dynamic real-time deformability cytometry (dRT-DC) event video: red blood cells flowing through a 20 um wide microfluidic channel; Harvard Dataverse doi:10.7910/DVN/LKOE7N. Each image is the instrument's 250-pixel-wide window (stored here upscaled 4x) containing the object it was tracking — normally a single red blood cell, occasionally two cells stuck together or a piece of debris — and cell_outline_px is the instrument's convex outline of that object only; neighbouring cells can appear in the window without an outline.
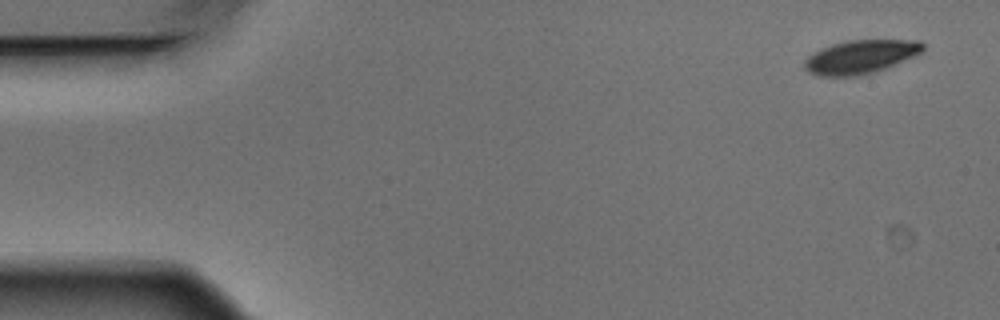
{"species": "Egyptian fruit bat (a non-hibernating species)", "species_latin": "Rousettus aegyptiacus", "temperature_condition": "warm", "stored_images_in_passage": 6, "camera_frame_rate_fps": 3000, "um_per_image_px": 0.085, "animal": {"sex": "male"}, "frame": {"image": 1, "passage_image": 1, "time_ms": 0.0, "image_size_px": [1000, 320], "cell_outline_px": [[924, 48], [916, 56], [876, 72], [860, 76], [816, 76], [808, 72], [804, 68], [804, 60], [808, 56], [820, 48], [832, 44], [848, 40], [920, 40], [924, 44]], "centroid_in_image_um": [73.14, 4.84], "position_along_channel_um": 11.9, "area_um2": 23.47}}
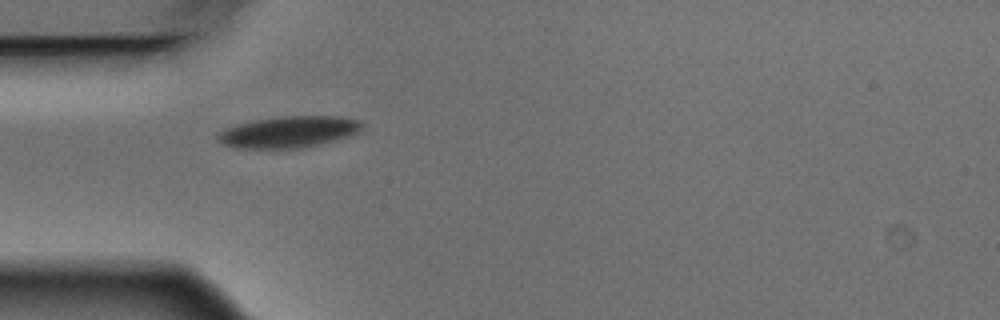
{"frame": {"image": 2, "passage_image": 5, "time_ms": 1.333, "image_size_px": [1000, 320], "cell_outline_px": [[364, 124], [356, 132], [348, 136], [336, 140], [320, 144], [300, 148], [236, 148], [224, 144], [216, 140], [216, 136], [224, 128], [236, 124], [256, 120], [280, 116], [340, 116], [360, 120]], "centroid_in_image_um": [24.52, 11.21], "position_along_channel_um": 60.5, "area_um2": 26.41}}
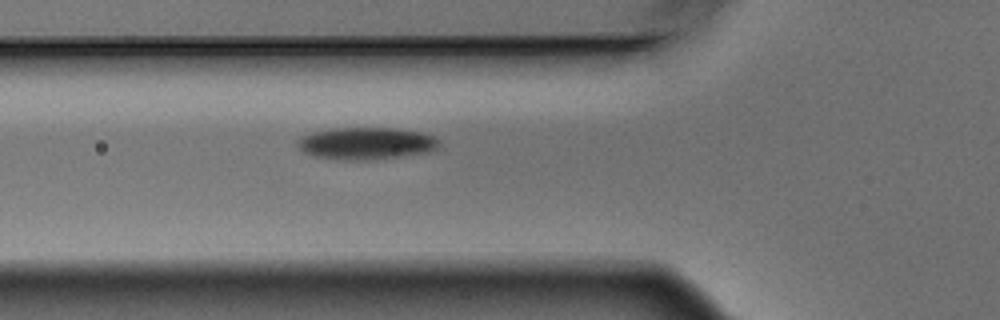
{"frame": {"image": 3, "passage_image": 6, "time_ms": 1.667, "image_size_px": [1000, 320], "cell_outline_px": [[440, 144], [436, 148], [428, 152], [376, 160], [336, 160], [312, 156], [304, 152], [296, 144], [296, 140], [300, 136], [312, 132], [332, 128], [396, 128], [420, 132], [432, 136], [440, 140]], "centroid_in_image_um": [31.08, 12.2], "position_along_channel_um": 94.7, "area_um2": 26.88}}